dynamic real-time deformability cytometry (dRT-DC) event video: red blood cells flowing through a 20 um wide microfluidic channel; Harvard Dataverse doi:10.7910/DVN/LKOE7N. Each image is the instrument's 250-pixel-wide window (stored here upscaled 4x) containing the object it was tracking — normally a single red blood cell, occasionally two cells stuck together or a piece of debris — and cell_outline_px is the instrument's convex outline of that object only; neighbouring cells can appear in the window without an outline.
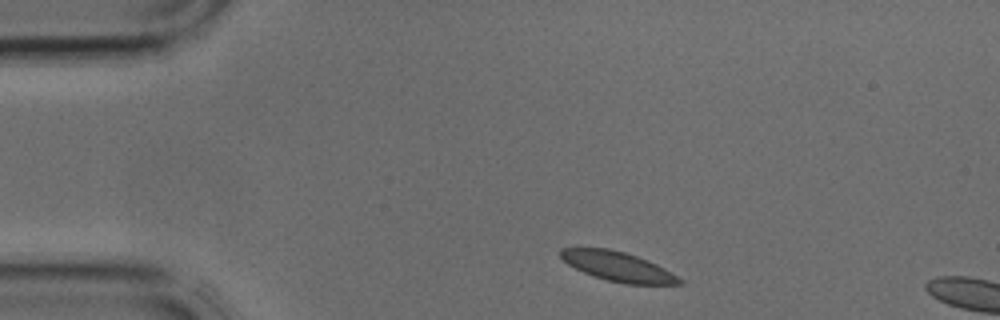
{"species": "common noctule bat (a hibernating species)", "species_latin": "Nyctalus noctula", "temperature_condition": "cold", "stored_images_in_passage": 2, "camera_frame_rate_fps": 3000, "um_per_image_px": 0.085, "animal": {"sex": "male", "body_mass_g": 17.9, "forearm_length_mm": 54.2}, "frame": {"image": 1, "passage_image": 1, "time_ms": 0.0, "image_size_px": [1000, 320], "cell_outline_px": [[684, 284], [624, 284], [608, 280], [584, 272], [568, 264], [560, 256], [560, 248], [608, 248], [624, 252], [636, 256], [656, 264], [664, 268], [684, 280]], "centroid_in_image_um": [52.54, 22.65], "position_along_channel_um": 32.5, "area_um2": 20.11}}